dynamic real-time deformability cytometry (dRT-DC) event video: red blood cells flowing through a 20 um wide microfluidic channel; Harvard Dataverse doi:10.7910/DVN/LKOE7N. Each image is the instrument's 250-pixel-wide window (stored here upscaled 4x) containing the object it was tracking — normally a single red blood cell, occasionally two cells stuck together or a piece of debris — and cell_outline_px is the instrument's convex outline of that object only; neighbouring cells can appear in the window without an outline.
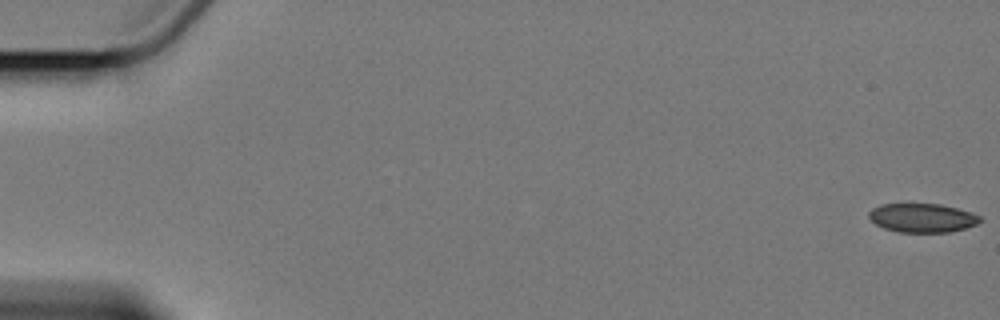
{"species": "Egyptian fruit bat (a non-hibernating species)", "species_latin": "Rousettus aegyptiacus", "temperature_condition": "cold", "stored_images_in_passage": 7, "camera_frame_rate_fps": 3000, "um_per_image_px": 0.085, "animal": {"sex": "female"}, "frame": {"image": 1, "passage_image": 1, "time_ms": 0.0, "image_size_px": [1000, 320], "cell_outline_px": [[984, 220], [976, 224], [964, 228], [948, 232], [896, 232], [884, 228], [876, 224], [868, 216], [868, 212], [872, 208], [880, 204], [940, 204], [972, 212], [980, 216]], "centroid_in_image_um": [78.39, 18.51], "position_along_channel_um": 6.6, "area_um2": 18.73}}
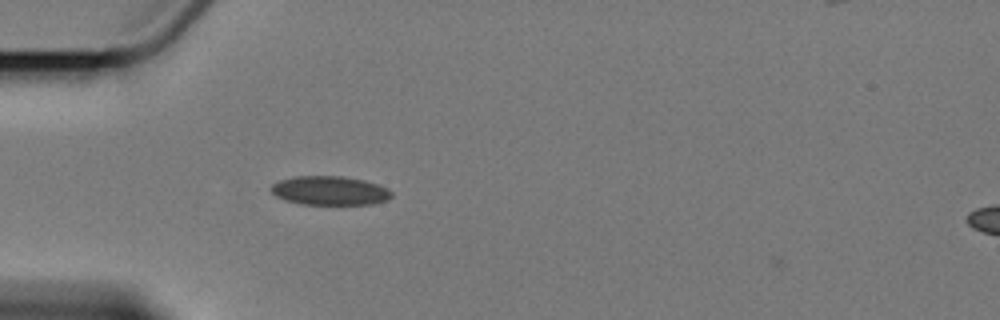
{"frame": {"image": 2, "passage_image": 6, "time_ms": 6.0, "image_size_px": [1000, 320], "cell_outline_px": [[392, 196], [388, 200], [372, 204], [304, 204], [288, 200], [276, 196], [272, 192], [272, 184], [280, 180], [296, 176], [340, 176], [364, 180], [388, 188], [392, 192]], "centroid_in_image_um": [28.07, 16.2], "position_along_channel_um": 56.9, "area_um2": 20.11}}